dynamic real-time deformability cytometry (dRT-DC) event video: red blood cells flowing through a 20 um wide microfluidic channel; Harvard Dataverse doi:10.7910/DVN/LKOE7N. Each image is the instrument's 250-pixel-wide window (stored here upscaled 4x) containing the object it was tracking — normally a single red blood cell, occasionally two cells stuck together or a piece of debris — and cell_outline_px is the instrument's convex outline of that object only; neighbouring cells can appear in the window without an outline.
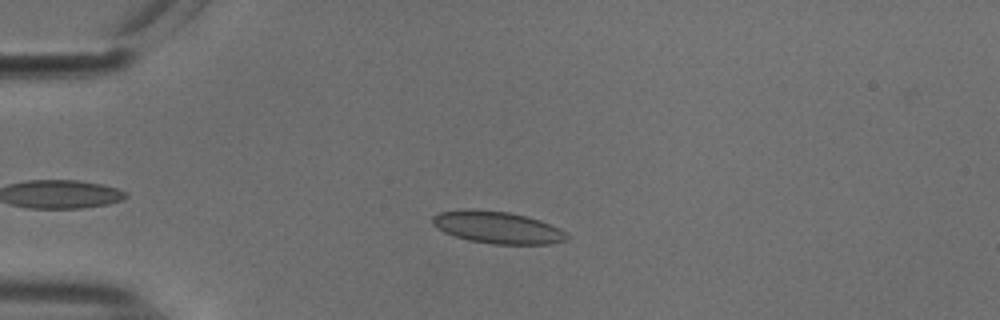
{"species": "common noctule bat (a hibernating species)", "species_latin": "Nyctalus noctula", "temperature_condition": "cold", "stored_images_in_passage": 46, "camera_frame_rate_fps": 3000, "um_per_image_px": 0.085, "animal": {"sex": "male", "body_mass_g": 18.8}, "frame": {"image": 1, "passage_image": 10, "time_ms": 3.0, "image_size_px": [1000, 320], "cell_outline_px": [[568, 240], [552, 244], [492, 244], [468, 240], [444, 232], [436, 228], [432, 224], [432, 216], [440, 212], [464, 208], [472, 208], [508, 212], [528, 216], [540, 220], [564, 232], [568, 236]], "centroid_in_image_um": [42.23, 19.32], "position_along_channel_um": 42.8, "area_um2": 25.26}}
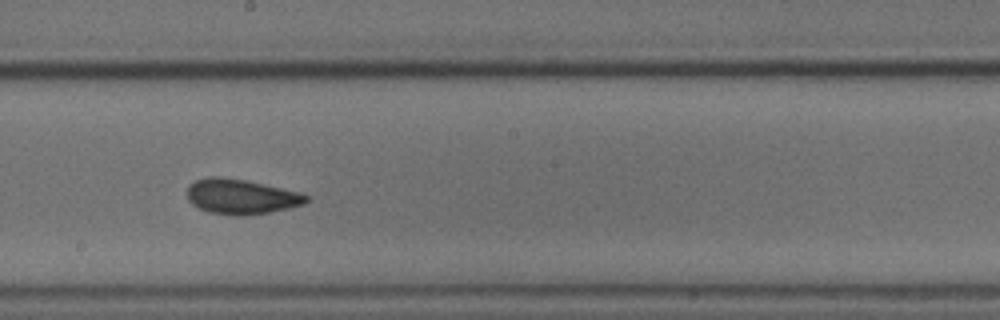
{"frame": {"image": 2, "passage_image": 27, "time_ms": 8.667, "image_size_px": [1000, 320], "cell_outline_px": [[308, 200], [304, 204], [288, 208], [268, 212], [244, 216], [232, 216], [208, 212], [192, 204], [188, 200], [188, 184], [196, 180], [208, 176], [220, 176], [248, 180], [300, 192], [308, 196]], "centroid_in_image_um": [20.47, 16.7], "position_along_channel_um": 227.7, "area_um2": 24.51}}
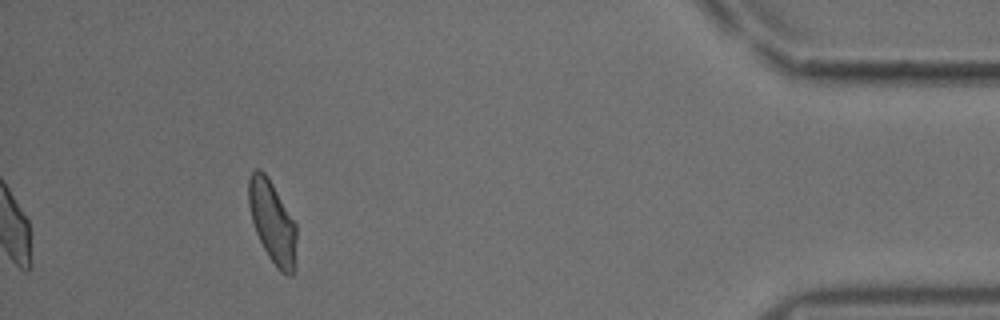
{"frame": {"image": 3, "passage_image": 46, "time_ms": 15.0, "image_size_px": [1000, 320], "cell_outline_px": [[296, 268], [292, 276], [288, 276], [280, 272], [276, 268], [268, 256], [256, 232], [252, 220], [248, 204], [248, 180], [252, 172], [256, 168], [260, 168], [268, 176], [296, 224]], "centroid_in_image_um": [23.17, 18.9], "position_along_channel_um": 412.0, "area_um2": 23.18}, "authors_computed_cell_mechanics": {"area_um2": 23.6402, "velocity_mm_per_s": 3.7578, "shape_relaxation_time_tau1_ms": 4.2869, "shape_relaxation_time_tau2_ms": 1.546, "deformation_change_tau1": 0.1179, "deformation_change_tau2": 0.0659}}